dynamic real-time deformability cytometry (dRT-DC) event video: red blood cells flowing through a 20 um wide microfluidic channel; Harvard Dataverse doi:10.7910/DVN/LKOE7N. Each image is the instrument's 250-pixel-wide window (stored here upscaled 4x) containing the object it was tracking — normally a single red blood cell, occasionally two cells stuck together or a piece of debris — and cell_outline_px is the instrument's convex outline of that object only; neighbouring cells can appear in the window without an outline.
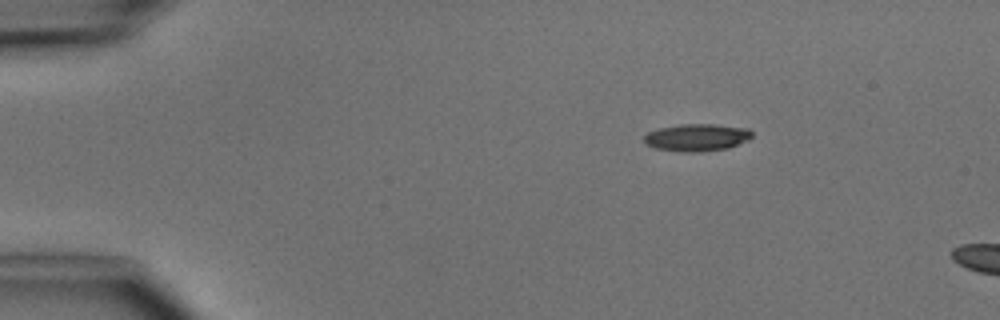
{"species": "common noctule bat (a hibernating species)", "species_latin": "Nyctalus noctula", "temperature_condition": "cold", "stored_images_in_passage": 2, "camera_frame_rate_fps": 3000, "um_per_image_px": 0.085, "animal": {"sex": "male", "body_mass_g": 15.6}, "frame": {"image": 1, "passage_image": 1, "time_ms": 0.0, "image_size_px": [1000, 320], "cell_outline_px": [[752, 136], [748, 140], [728, 148], [700, 152], [680, 152], [656, 148], [644, 144], [644, 136], [648, 132], [660, 128], [680, 124], [716, 124], [748, 128], [752, 132]], "centroid_in_image_um": [59.23, 11.68], "position_along_channel_um": 25.8, "area_um2": 17.28}}